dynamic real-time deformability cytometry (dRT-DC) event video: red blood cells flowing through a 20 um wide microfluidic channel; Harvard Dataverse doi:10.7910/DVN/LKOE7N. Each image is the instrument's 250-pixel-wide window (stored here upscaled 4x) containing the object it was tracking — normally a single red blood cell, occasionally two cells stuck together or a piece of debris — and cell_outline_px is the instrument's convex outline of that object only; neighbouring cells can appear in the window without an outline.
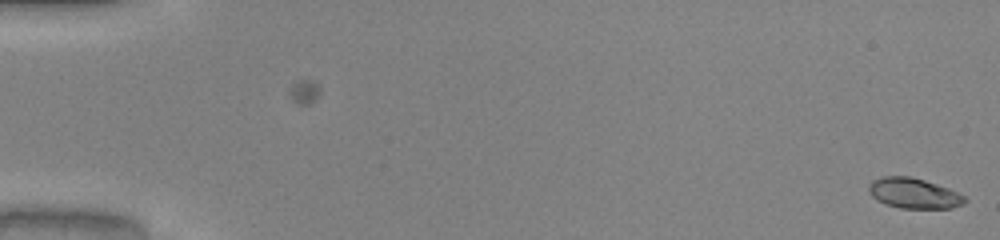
{"species": "common noctule bat (a hibernating species)", "species_latin": "Nyctalus noctula", "temperature_condition": "warm", "stored_images_in_passage": 6, "camera_frame_rate_fps": 3000, "um_per_image_px": 0.085, "animal": {"sex": "male", "body_mass_g": 20.0, "forearm_length_mm": 53.3}, "frame": {"image": 1, "passage_image": 6, "time_ms": 1.667, "image_size_px": [1000, 240], "cell_outline_px": [[968, 200], [964, 204], [952, 208], [900, 208], [884, 204], [876, 200], [872, 196], [868, 188], [868, 184], [872, 180], [884, 176], [912, 176], [948, 188], [964, 196]], "centroid_in_image_um": [77.66, 16.43], "position_along_channel_um": 7.3, "area_um2": 17.05}}